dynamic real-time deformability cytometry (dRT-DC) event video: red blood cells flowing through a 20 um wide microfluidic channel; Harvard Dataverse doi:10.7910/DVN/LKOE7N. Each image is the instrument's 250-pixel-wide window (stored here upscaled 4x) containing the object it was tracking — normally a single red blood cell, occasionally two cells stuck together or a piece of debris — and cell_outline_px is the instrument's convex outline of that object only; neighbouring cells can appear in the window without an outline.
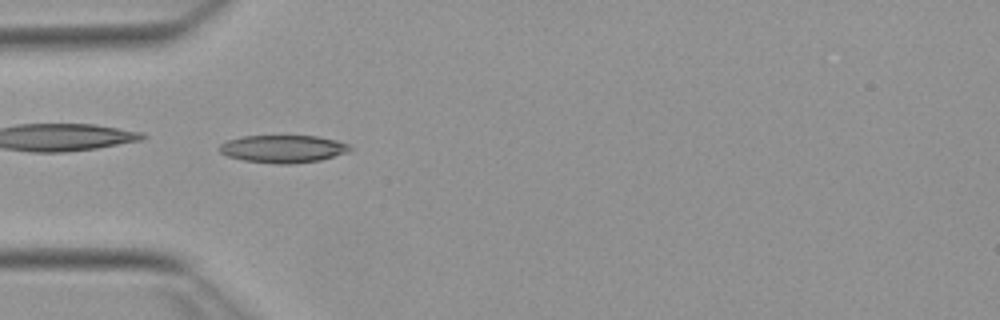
{"species": "Egyptian fruit bat (a non-hibernating species)", "species_latin": "Rousettus aegyptiacus", "temperature_condition": "warm", "stored_images_in_passage": 51, "camera_frame_rate_fps": 3000, "um_per_image_px": 0.085, "animal": {"sex": "female"}, "frame": {"image": 1, "passage_image": 15, "time_ms": 4.667, "image_size_px": [1000, 320], "cell_outline_px": [[352, 152], [320, 160], [292, 164], [276, 164], [244, 160], [228, 156], [220, 152], [216, 148], [220, 144], [228, 140], [244, 136], [316, 136], [336, 140], [348, 144], [352, 148]], "centroid_in_image_um": [24.08, 12.66], "position_along_channel_um": 60.9, "area_um2": 21.15}}
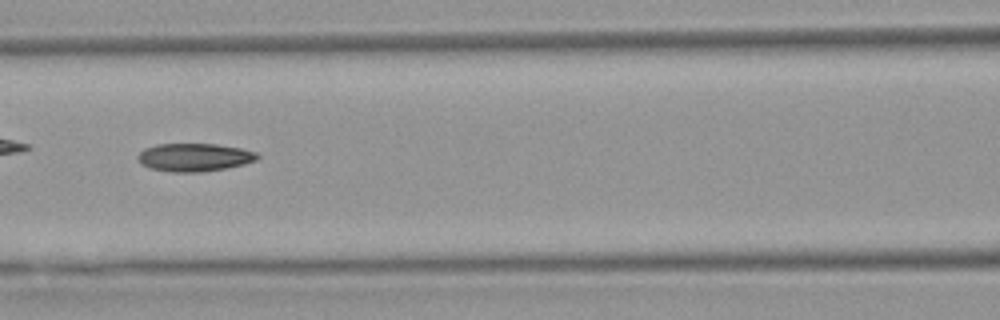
{"frame": {"image": 2, "passage_image": 22, "time_ms": 7.0, "image_size_px": [1000, 320], "cell_outline_px": [[260, 156], [256, 160], [244, 164], [224, 168], [200, 172], [172, 172], [148, 168], [140, 164], [136, 156], [144, 148], [156, 144], [216, 144], [240, 148], [256, 152]], "centroid_in_image_um": [16.47, 13.37], "position_along_channel_um": 150.1, "area_um2": 19.59}}
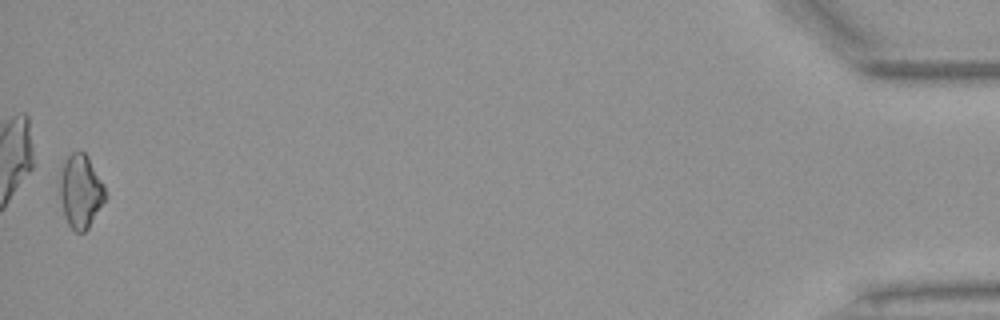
{"frame": {"image": 3, "passage_image": 51, "time_ms": 16.667, "image_size_px": [1000, 320], "cell_outline_px": [[108, 196], [88, 228], [84, 232], [76, 232], [68, 224], [64, 216], [60, 196], [60, 172], [64, 160], [72, 152], [84, 152], [88, 156], [104, 184]], "centroid_in_image_um": [6.87, 16.25], "position_along_channel_um": 428.3, "area_um2": 19.59}, "authors_computed_cell_mechanics": {"area_um2": 19.1318, "velocity_mm_per_s": 3.8883, "shape_relaxation_time_tau1_ms": null, "shape_relaxation_time_tau2_ms": 7.5222, "deformation_change_tau1": null, "deformation_change_tau2": 0.1742}}